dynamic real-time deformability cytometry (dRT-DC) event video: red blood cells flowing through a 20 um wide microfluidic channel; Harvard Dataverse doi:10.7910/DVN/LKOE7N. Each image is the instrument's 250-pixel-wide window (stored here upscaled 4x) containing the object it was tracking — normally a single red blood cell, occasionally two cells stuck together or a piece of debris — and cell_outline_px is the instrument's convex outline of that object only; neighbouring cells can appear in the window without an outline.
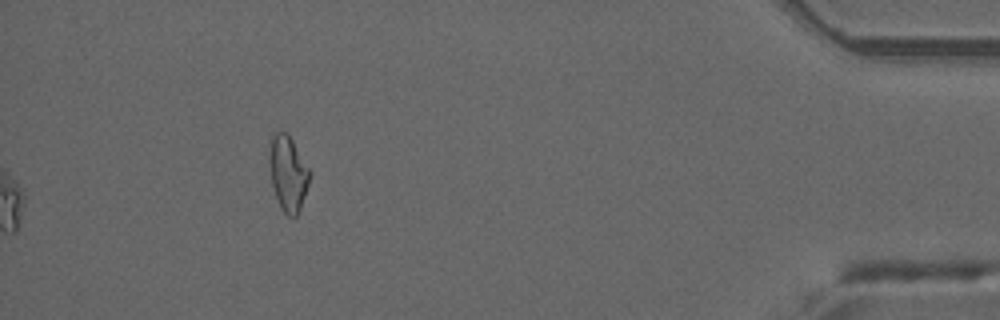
{"species": "common noctule bat (a hibernating species)", "species_latin": "Nyctalus noctula", "temperature_condition": "warm", "stored_images_in_passage": 33, "segment_of_instrument_passage": [2, 2], "camera_frame_rate_fps": 3000, "um_per_image_px": 0.085, "animal": {"sex": "male", "forearm_length_mm": 52.5}, "frame": {"image": 1, "passage_image": 33, "time_ms": 10.667, "image_size_px": [1000, 320], "cell_outline_px": [[308, 184], [300, 208], [296, 216], [288, 216], [280, 208], [272, 184], [268, 160], [272, 132], [284, 132], [292, 140], [308, 168]], "centroid_in_image_um": [24.43, 14.73], "position_along_channel_um": 410.8, "area_um2": 17.17}}